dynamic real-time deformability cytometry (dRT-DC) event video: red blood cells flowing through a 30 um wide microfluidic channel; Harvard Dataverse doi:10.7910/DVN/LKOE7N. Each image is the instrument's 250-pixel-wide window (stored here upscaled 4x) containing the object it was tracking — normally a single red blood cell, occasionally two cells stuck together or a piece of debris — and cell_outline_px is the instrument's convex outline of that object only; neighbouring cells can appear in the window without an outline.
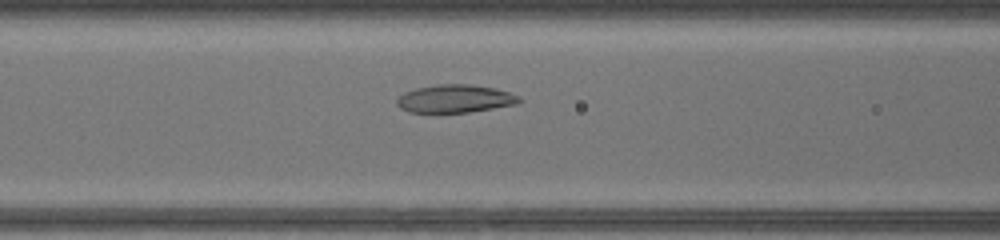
{"species": "common noctule bat (a hibernating species)", "species_latin": "Nyctalus noctula", "temperature_condition": "warm", "stored_images_in_passage": 42, "camera_frame_rate_fps": 3000, "um_per_image_px": 0.085, "animal": {"sex": "female", "body_mass_g": 17.0, "forearm_length_mm": 48.0}, "frame": {"image": 1, "passage_image": 15, "time_ms": 4.667, "image_size_px": [1000, 240], "cell_outline_px": [[524, 100], [516, 104], [468, 112], [408, 112], [400, 108], [396, 104], [396, 100], [404, 92], [416, 88], [436, 84], [468, 84], [496, 88], [520, 96]], "centroid_in_image_um": [38.68, 8.38], "position_along_channel_um": 127.9, "area_um2": 19.94}}
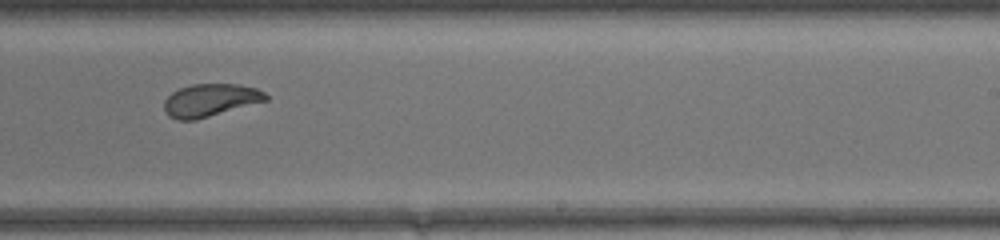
{"frame": {"image": 2, "passage_image": 25, "time_ms": 8.0, "image_size_px": [1000, 240], "cell_outline_px": [[268, 100], [196, 120], [176, 120], [168, 116], [164, 108], [164, 100], [172, 92], [180, 88], [192, 84], [236, 84], [256, 88], [264, 92], [268, 96]], "centroid_in_image_um": [17.85, 8.52], "position_along_channel_um": 271.1, "area_um2": 19.36}}
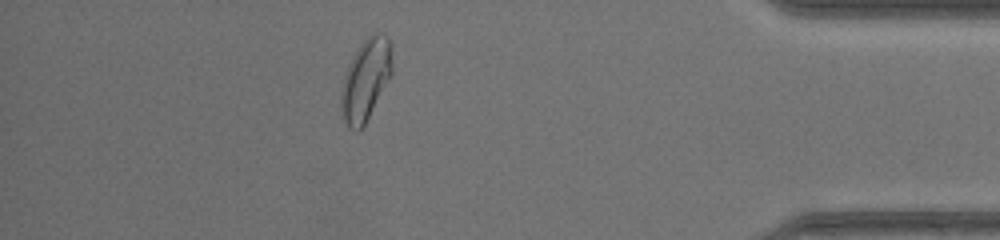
{"frame": {"image": 3, "passage_image": 37, "time_ms": 12.0, "image_size_px": [1000, 240], "cell_outline_px": [[392, 72], [360, 132], [356, 132], [348, 128], [344, 120], [340, 108], [340, 92], [344, 76], [348, 64], [352, 56], [360, 44], [372, 32], [380, 32], [388, 36], [392, 44]], "centroid_in_image_um": [31.07, 6.75], "position_along_channel_um": 404.1, "area_um2": 24.45}, "authors_computed_cell_mechanics": {"area_um2": 21.5305, "velocity_mm_per_s": 4.3135, "shape_relaxation_time_tau1_ms": 3.9702, "shape_relaxation_time_tau2_ms": 1.0715, "deformation_change_tau1": 0.1604, "deformation_change_tau2": 0.0553}}